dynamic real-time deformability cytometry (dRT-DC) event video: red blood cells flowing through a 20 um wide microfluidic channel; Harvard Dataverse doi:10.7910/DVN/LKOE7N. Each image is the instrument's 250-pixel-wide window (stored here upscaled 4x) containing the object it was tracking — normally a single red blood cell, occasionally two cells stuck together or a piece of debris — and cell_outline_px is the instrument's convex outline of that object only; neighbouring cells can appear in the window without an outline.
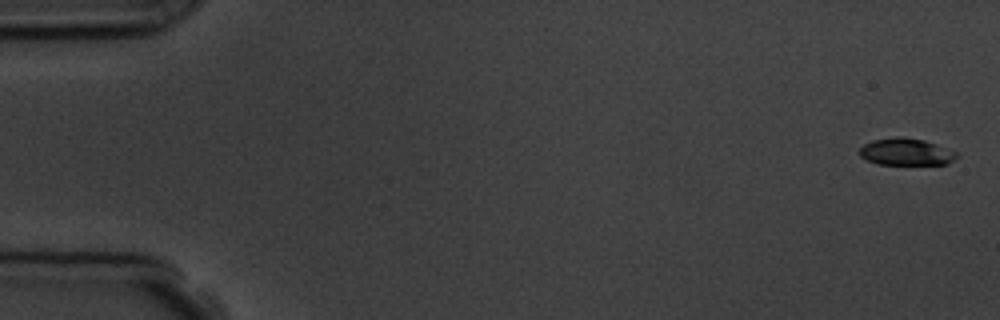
{"species": "common noctule bat (a hibernating species)", "species_latin": "Nyctalus noctula", "temperature_condition": "room temperature", "stored_images_in_passage": 6, "camera_frame_rate_fps": 3000, "um_per_image_px": 0.085, "animal": {"sex": "male", "body_mass_g": 19.5, "forearm_length_mm": 54.6}, "frame": {"image": 1, "passage_image": 1, "time_ms": 0.0, "image_size_px": [1000, 320], "cell_outline_px": [[960, 156], [948, 164], [876, 164], [860, 156], [860, 148], [864, 144], [872, 140], [896, 136], [900, 136], [924, 140], [936, 144], [956, 152]], "centroid_in_image_um": [77.03, 12.9], "position_along_channel_um": 8.0, "area_um2": 15.32}}
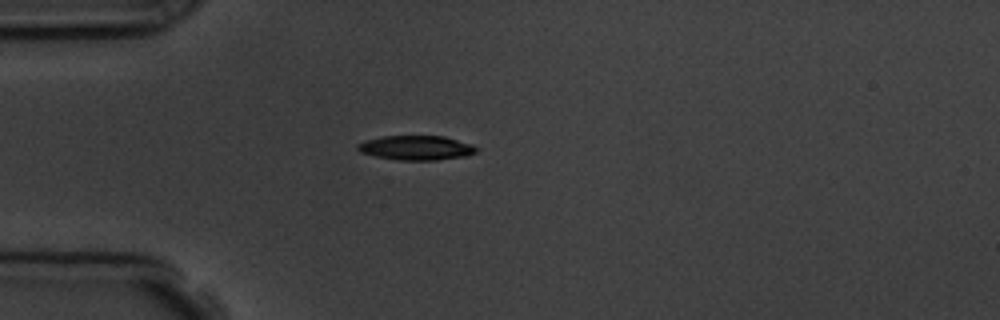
{"frame": {"image": 2, "passage_image": 5, "time_ms": 4.667, "image_size_px": [1000, 320], "cell_outline_px": [[480, 148], [476, 152], [468, 156], [436, 160], [396, 160], [376, 156], [360, 152], [356, 148], [356, 144], [364, 140], [380, 136], [444, 136], [472, 144]], "centroid_in_image_um": [35.38, 12.56], "position_along_channel_um": 49.6, "area_um2": 17.17}}